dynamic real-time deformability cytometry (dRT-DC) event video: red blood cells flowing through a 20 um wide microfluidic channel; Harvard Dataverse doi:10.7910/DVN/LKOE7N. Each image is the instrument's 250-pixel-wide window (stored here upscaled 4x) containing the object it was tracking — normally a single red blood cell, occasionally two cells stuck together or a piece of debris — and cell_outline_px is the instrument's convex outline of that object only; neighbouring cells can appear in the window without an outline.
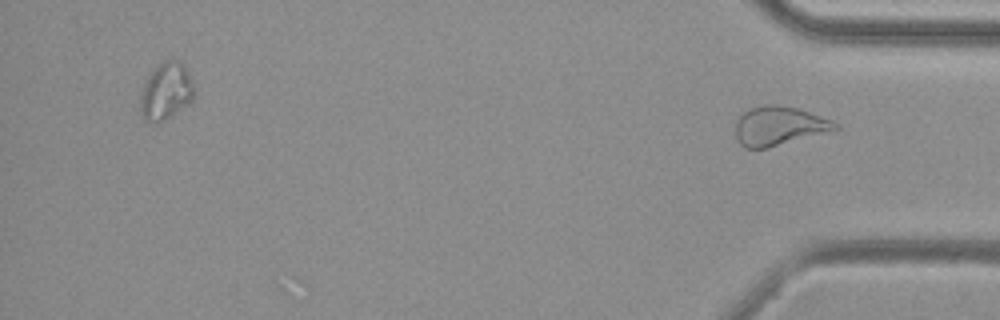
{"species": "common noctule bat (a hibernating species)", "species_latin": "Nyctalus noctula", "temperature_condition": "cold", "stored_images_in_passage": 47, "segment_of_instrument_passage": [2, 2], "camera_frame_rate_fps": 3000, "um_per_image_px": 0.085, "animal": {"sex": "female", "body_mass_g": 29.2, "forearm_length_mm": 56.3}, "frame": {"image": 1, "passage_image": 47, "time_ms": 15.333, "image_size_px": [1000, 320], "cell_outline_px": [[840, 128], [768, 148], [744, 148], [740, 144], [736, 136], [736, 120], [744, 112], [752, 108], [764, 104], [776, 104], [796, 108], [832, 120]], "centroid_in_image_um": [66.17, 10.7], "position_along_channel_um": 369.0, "area_um2": 22.31}}